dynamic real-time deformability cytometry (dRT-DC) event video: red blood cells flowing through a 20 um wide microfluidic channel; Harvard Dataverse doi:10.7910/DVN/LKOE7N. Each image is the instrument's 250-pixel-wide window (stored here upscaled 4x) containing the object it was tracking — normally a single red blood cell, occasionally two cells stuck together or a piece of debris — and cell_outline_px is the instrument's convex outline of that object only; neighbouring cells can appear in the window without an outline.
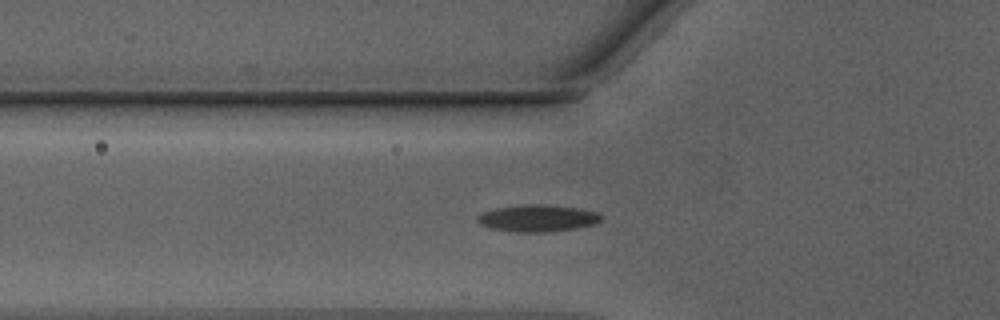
{"species": "Egyptian fruit bat (a non-hibernating species)", "species_latin": "Rousettus aegyptiacus", "temperature_condition": "warm", "stored_images_in_passage": 38, "camera_frame_rate_fps": 3000, "um_per_image_px": 0.085, "animal": {"sex": "male"}, "frame": {"image": 1, "passage_image": 9, "time_ms": 2.667, "image_size_px": [1000, 320], "cell_outline_px": [[600, 220], [596, 224], [576, 228], [552, 232], [516, 232], [492, 228], [480, 224], [476, 220], [476, 216], [480, 212], [496, 208], [532, 204], [544, 204], [576, 208], [596, 212], [600, 216]], "centroid_in_image_um": [45.66, 18.55], "position_along_channel_um": 80.1, "area_um2": 19.31}}
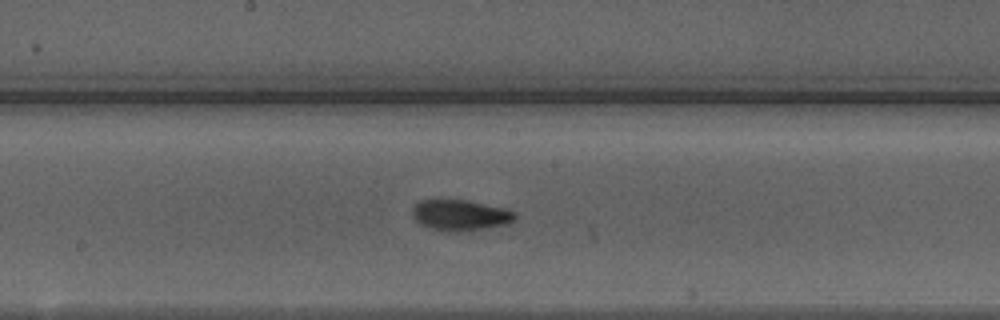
{"frame": {"image": 2, "passage_image": 18, "time_ms": 5.667, "image_size_px": [1000, 320], "cell_outline_px": [[516, 220], [504, 224], [484, 228], [460, 232], [448, 232], [428, 228], [420, 224], [412, 216], [412, 208], [420, 200], [468, 200], [508, 208], [516, 212]], "centroid_in_image_um": [39.13, 18.29], "position_along_channel_um": 209.1, "area_um2": 18.67}}
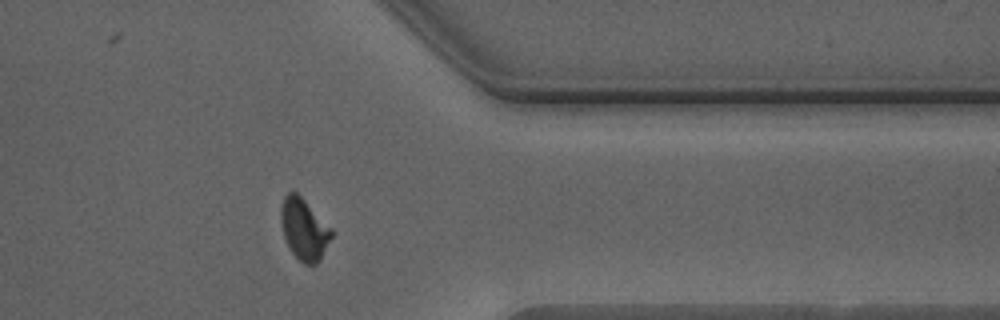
{"frame": {"image": 3, "passage_image": 31, "time_ms": 10.0, "image_size_px": [1000, 320], "cell_outline_px": [[332, 236], [320, 260], [316, 264], [304, 264], [292, 252], [284, 236], [280, 220], [280, 208], [284, 196], [288, 192], [296, 192], [332, 228]], "centroid_in_image_um": [25.84, 19.47], "position_along_channel_um": 385.6, "area_um2": 17.86}, "authors_computed_cell_mechanics": {"area_um2": 17.8024, "velocity_mm_per_s": 4.2827, "shape_relaxation_time_tau1_ms": 4.7858, "shape_relaxation_time_tau2_ms": 1.3554, "deformation_change_tau1": 0.1811, "deformation_change_tau2": 0.0786}}